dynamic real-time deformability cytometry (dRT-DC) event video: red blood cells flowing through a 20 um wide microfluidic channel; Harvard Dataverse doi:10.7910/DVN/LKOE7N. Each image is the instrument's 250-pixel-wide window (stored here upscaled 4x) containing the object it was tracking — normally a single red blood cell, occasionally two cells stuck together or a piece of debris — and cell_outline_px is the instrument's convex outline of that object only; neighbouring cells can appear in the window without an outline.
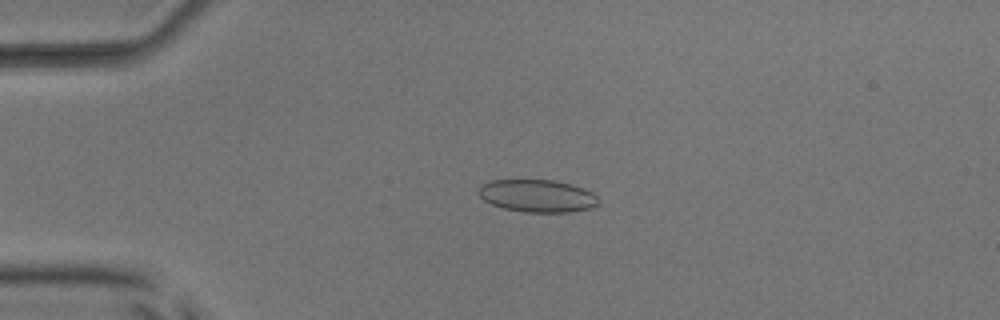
{"species": "common noctule bat (a hibernating species)", "species_latin": "Nyctalus noctula", "temperature_condition": "room temperature", "stored_images_in_passage": 52, "camera_frame_rate_fps": 3000, "um_per_image_px": 0.085, "animal": {"sex": "male", "body_mass_g": 17.9, "forearm_length_mm": 54.2}, "frame": {"image": 1, "passage_image": 13, "time_ms": 4.0, "image_size_px": [1000, 320], "cell_outline_px": [[596, 204], [592, 208], [568, 212], [524, 212], [504, 208], [492, 204], [484, 200], [476, 192], [480, 184], [488, 180], [556, 180], [572, 184], [584, 188], [592, 192], [596, 196]], "centroid_in_image_um": [45.62, 16.63], "position_along_channel_um": 39.4, "area_um2": 22.83}}
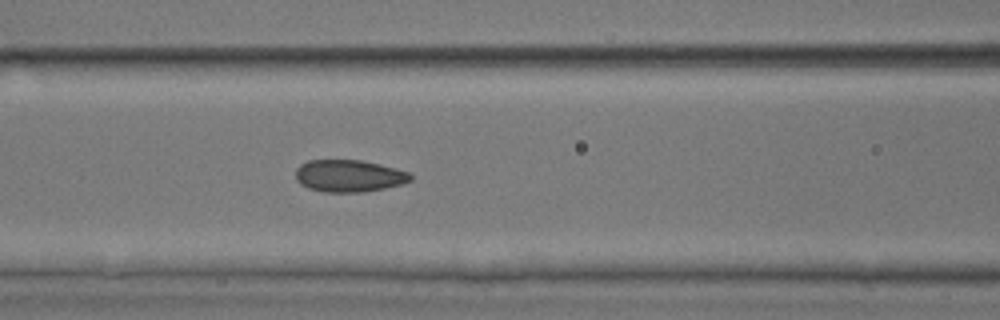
{"frame": {"image": 2, "passage_image": 23, "time_ms": 7.333, "image_size_px": [1000, 320], "cell_outline_px": [[412, 180], [400, 184], [384, 188], [364, 192], [324, 192], [308, 188], [300, 184], [296, 180], [296, 168], [300, 164], [308, 160], [360, 160], [380, 164], [396, 168], [408, 172], [412, 176]], "centroid_in_image_um": [29.64, 14.95], "position_along_channel_um": 137.0, "area_um2": 21.56}}
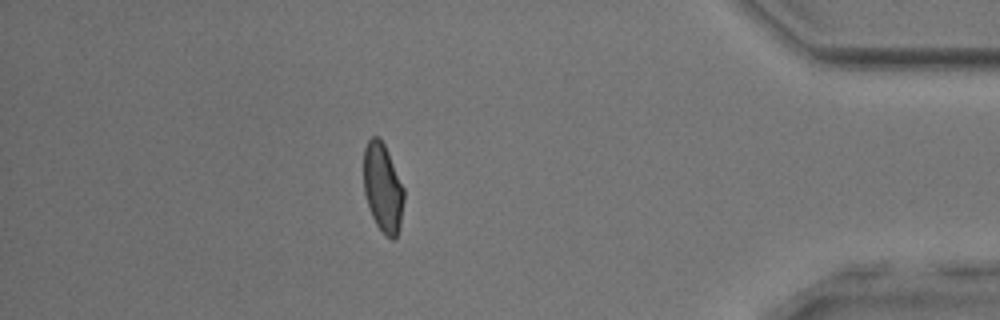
{"frame": {"image": 3, "passage_image": 46, "time_ms": 15.0, "image_size_px": [1000, 320], "cell_outline_px": [[404, 200], [400, 228], [396, 236], [392, 240], [384, 236], [376, 224], [372, 216], [364, 192], [364, 148], [368, 140], [372, 136], [380, 136], [388, 152], [404, 188]], "centroid_in_image_um": [32.55, 15.97], "position_along_channel_um": 402.7, "area_um2": 20.98}, "authors_computed_cell_mechanics": {"area_um2": 21.5883, "velocity_mm_per_s": 3.9923, "shape_relaxation_time_tau1_ms": null, "shape_relaxation_time_tau2_ms": 0.7558, "deformation_change_tau1": null, "deformation_change_tau2": 0.0457}}